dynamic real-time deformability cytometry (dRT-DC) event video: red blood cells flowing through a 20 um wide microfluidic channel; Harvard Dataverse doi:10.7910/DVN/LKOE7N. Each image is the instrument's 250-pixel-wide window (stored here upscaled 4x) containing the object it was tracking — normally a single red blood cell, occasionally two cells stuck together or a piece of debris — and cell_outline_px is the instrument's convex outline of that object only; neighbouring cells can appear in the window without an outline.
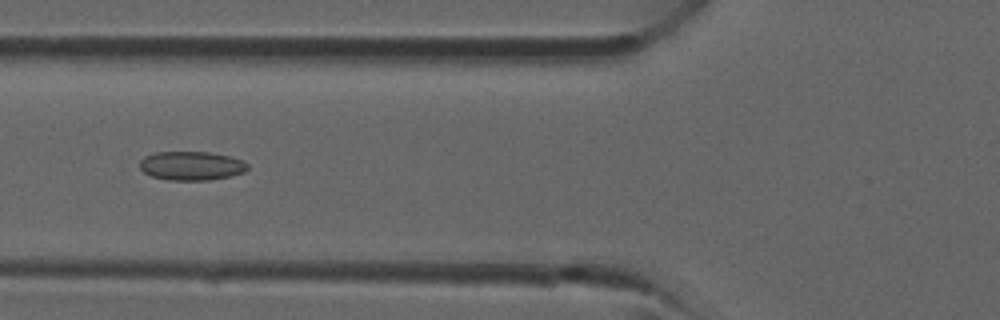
{"species": "common noctule bat (a hibernating species)", "species_latin": "Nyctalus noctula", "temperature_condition": "room temperature", "stored_images_in_passage": 32, "camera_frame_rate_fps": 3000, "um_per_image_px": 0.085, "animal": {"sex": "male", "forearm_length_mm": 52.5}, "frame": {"image": 1, "passage_image": 14, "time_ms": 4.333, "image_size_px": [1000, 320], "cell_outline_px": [[248, 168], [244, 172], [228, 176], [208, 180], [168, 180], [152, 176], [144, 172], [140, 168], [140, 160], [144, 156], [156, 152], [208, 152], [232, 156], [244, 160], [248, 164]], "centroid_in_image_um": [16.28, 14.08], "position_along_channel_um": 109.5, "area_um2": 18.21}}
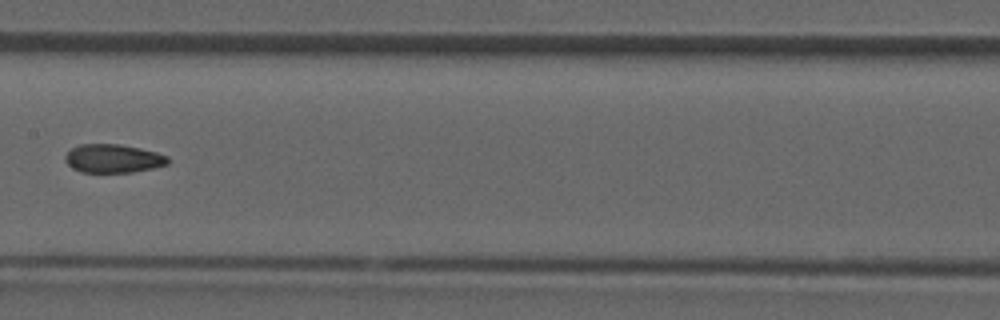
{"frame": {"image": 2, "passage_image": 19, "time_ms": 6.0, "image_size_px": [1000, 320], "cell_outline_px": [[168, 164], [152, 168], [132, 172], [80, 172], [72, 168], [64, 160], [64, 156], [72, 148], [80, 144], [120, 144], [140, 148], [156, 152], [168, 156]], "centroid_in_image_um": [9.6, 13.47], "position_along_channel_um": 197.8, "area_um2": 17.05}}
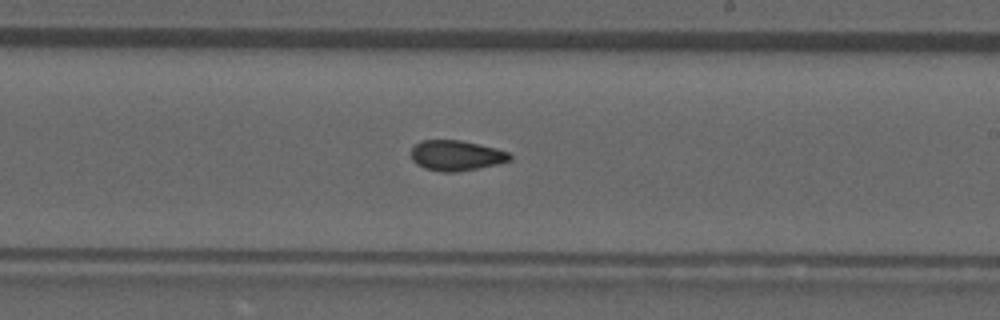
{"frame": {"image": 3, "passage_image": 22, "time_ms": 7.0, "image_size_px": [1000, 320], "cell_outline_px": [[512, 160], [496, 164], [456, 172], [444, 172], [424, 168], [416, 164], [412, 160], [412, 148], [420, 140], [460, 140], [496, 148], [508, 152], [512, 156]], "centroid_in_image_um": [38.77, 13.21], "position_along_channel_um": 250.2, "area_um2": 17.34}}